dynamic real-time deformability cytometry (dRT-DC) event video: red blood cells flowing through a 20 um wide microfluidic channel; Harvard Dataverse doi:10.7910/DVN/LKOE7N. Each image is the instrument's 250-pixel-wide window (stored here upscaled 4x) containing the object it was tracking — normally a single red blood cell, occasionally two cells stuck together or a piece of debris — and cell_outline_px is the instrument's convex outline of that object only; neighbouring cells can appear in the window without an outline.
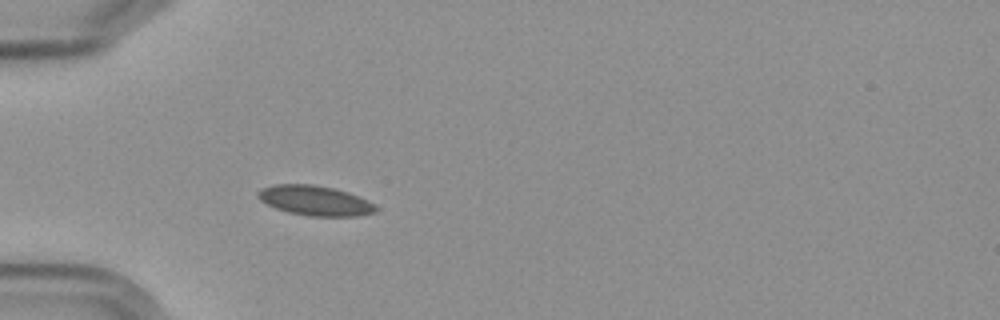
{"species": "Egyptian fruit bat (a non-hibernating species)", "species_latin": "Rousettus aegyptiacus", "temperature_condition": "cold", "stored_images_in_passage": 4, "camera_frame_rate_fps": 3000, "um_per_image_px": 0.085, "frame": {"image": 1, "passage_image": 4, "time_ms": 4.333, "image_size_px": [1000, 320], "cell_outline_px": [[376, 212], [356, 216], [308, 216], [288, 212], [276, 208], [260, 200], [256, 196], [256, 192], [260, 188], [276, 184], [312, 184], [332, 188], [348, 192], [368, 200], [376, 208]], "centroid_in_image_um": [26.73, 17.04], "position_along_channel_um": 58.3, "area_um2": 20.46}}